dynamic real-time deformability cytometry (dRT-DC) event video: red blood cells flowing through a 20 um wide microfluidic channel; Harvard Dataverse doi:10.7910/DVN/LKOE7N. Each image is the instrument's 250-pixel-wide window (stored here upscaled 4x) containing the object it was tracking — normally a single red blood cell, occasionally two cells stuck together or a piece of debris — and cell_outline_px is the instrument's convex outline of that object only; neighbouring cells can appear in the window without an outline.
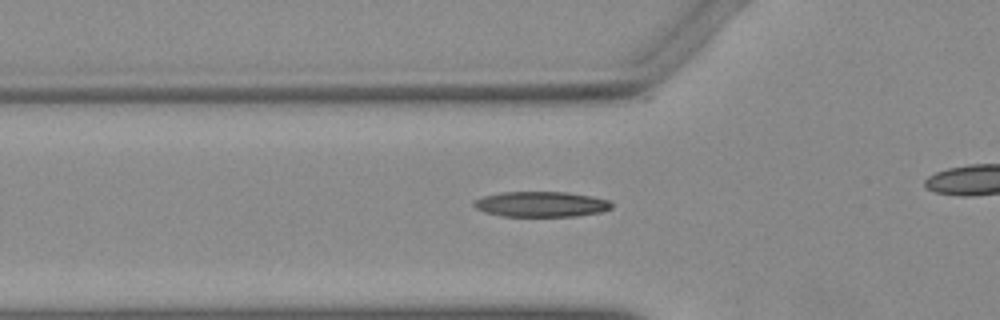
{"species": "Egyptian fruit bat (a non-hibernating species)", "species_latin": "Rousettus aegyptiacus", "temperature_condition": "warm", "stored_images_in_passage": 33, "camera_frame_rate_fps": 3000, "um_per_image_px": 0.085, "animal": {"sex": "female"}, "frame": {"image": 1, "passage_image": 8, "time_ms": 2.333, "image_size_px": [1000, 320], "cell_outline_px": [[612, 208], [600, 212], [576, 216], [500, 216], [484, 212], [476, 208], [472, 204], [476, 200], [484, 196], [500, 192], [568, 192], [592, 196], [608, 200], [612, 204]], "centroid_in_image_um": [45.99, 17.35], "position_along_channel_um": 79.8, "area_um2": 20.35}}
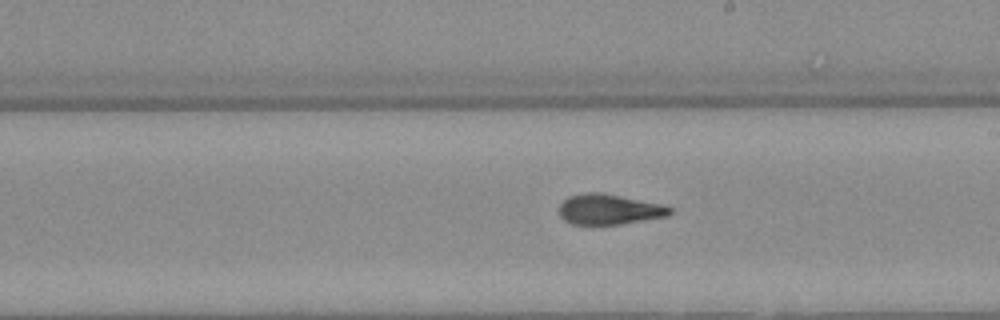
{"frame": {"image": 2, "passage_image": 20, "time_ms": 6.333, "image_size_px": [1000, 320], "cell_outline_px": [[672, 212], [668, 216], [620, 224], [572, 224], [564, 220], [560, 216], [560, 204], [568, 196], [588, 192], [596, 192], [660, 204], [672, 208]], "centroid_in_image_um": [51.75, 17.8], "position_along_channel_um": 237.3, "area_um2": 19.19}}
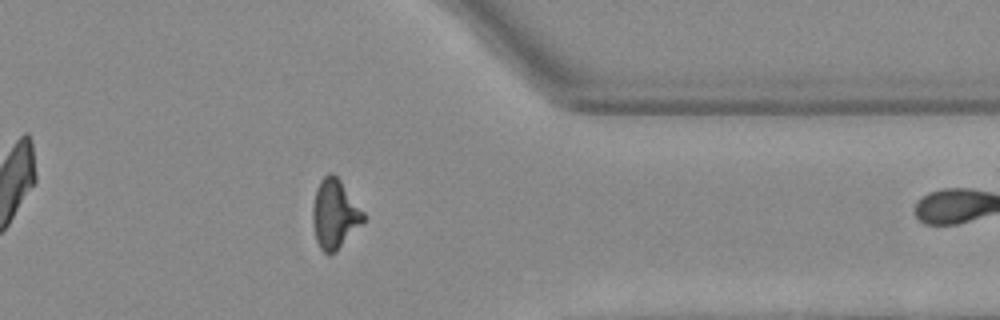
{"frame": {"image": 3, "passage_image": 32, "time_ms": 10.333, "image_size_px": [1000, 320], "cell_outline_px": [[364, 220], [336, 252], [328, 256], [320, 248], [316, 240], [312, 220], [312, 208], [316, 188], [320, 180], [328, 172], [332, 172], [340, 180], [364, 212]], "centroid_in_image_um": [28.42, 18.19], "position_along_channel_um": 383.0, "area_um2": 20.35}}